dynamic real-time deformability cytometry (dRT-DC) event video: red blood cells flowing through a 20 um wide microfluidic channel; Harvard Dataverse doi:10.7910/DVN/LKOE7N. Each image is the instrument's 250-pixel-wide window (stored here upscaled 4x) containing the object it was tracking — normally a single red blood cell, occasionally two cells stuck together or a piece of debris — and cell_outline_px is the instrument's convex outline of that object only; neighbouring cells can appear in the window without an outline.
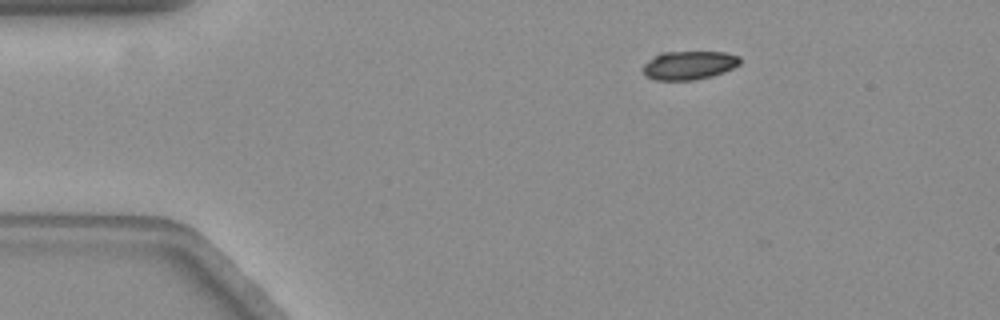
{"species": "common noctule bat (a hibernating species)", "species_latin": "Nyctalus noctula", "temperature_condition": "warm", "stored_images_in_passage": 51, "camera_frame_rate_fps": 3000, "um_per_image_px": 0.085, "animal": {"sex": "female", "body_mass_g": 19.3, "forearm_length_mm": 54.1}, "frame": {"image": 1, "passage_image": 2, "time_ms": 0.333, "image_size_px": [1000, 320], "cell_outline_px": [[740, 64], [724, 72], [712, 76], [692, 80], [656, 80], [644, 76], [640, 68], [648, 60], [660, 52], [724, 52], [740, 56]], "centroid_in_image_um": [58.52, 5.55], "position_along_channel_um": 26.5, "area_um2": 16.36}}
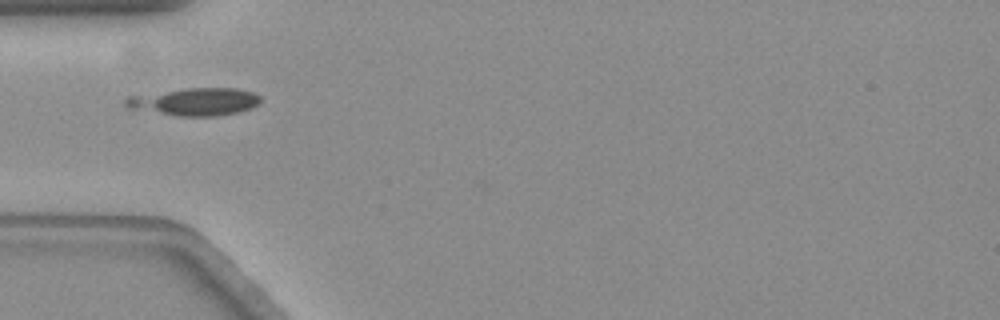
{"frame": {"image": 2, "passage_image": 11, "time_ms": 3.333, "image_size_px": [1000, 320], "cell_outline_px": [[260, 104], [252, 108], [236, 112], [212, 116], [176, 116], [128, 108], [124, 104], [124, 100], [128, 96], [188, 88], [236, 88], [256, 92], [260, 96]], "centroid_in_image_um": [16.58, 8.64], "position_along_channel_um": 68.4, "area_um2": 21.73}}
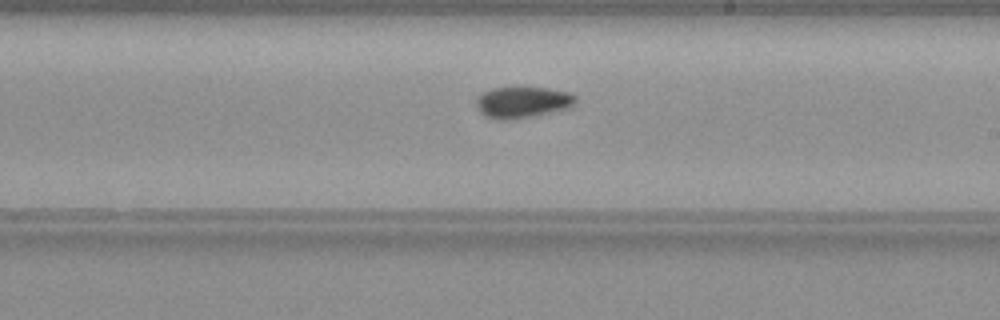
{"frame": {"image": 3, "passage_image": 26, "time_ms": 8.333, "image_size_px": [1000, 320], "cell_outline_px": [[576, 100], [572, 104], [564, 108], [548, 112], [508, 120], [496, 120], [484, 116], [476, 108], [476, 96], [492, 88], [548, 88], [572, 92], [576, 96]], "centroid_in_image_um": [44.34, 8.68], "position_along_channel_um": 244.7, "area_um2": 17.86}, "authors_computed_cell_mechanics": {"area_um2": 17.3978, "velocity_mm_per_s": 3.5167, "shape_relaxation_time_tau1_ms": 5.834, "shape_relaxation_time_tau2_ms": 4.0122, "deformation_change_tau1": 0.2373, "deformation_change_tau2": 0.0895}}